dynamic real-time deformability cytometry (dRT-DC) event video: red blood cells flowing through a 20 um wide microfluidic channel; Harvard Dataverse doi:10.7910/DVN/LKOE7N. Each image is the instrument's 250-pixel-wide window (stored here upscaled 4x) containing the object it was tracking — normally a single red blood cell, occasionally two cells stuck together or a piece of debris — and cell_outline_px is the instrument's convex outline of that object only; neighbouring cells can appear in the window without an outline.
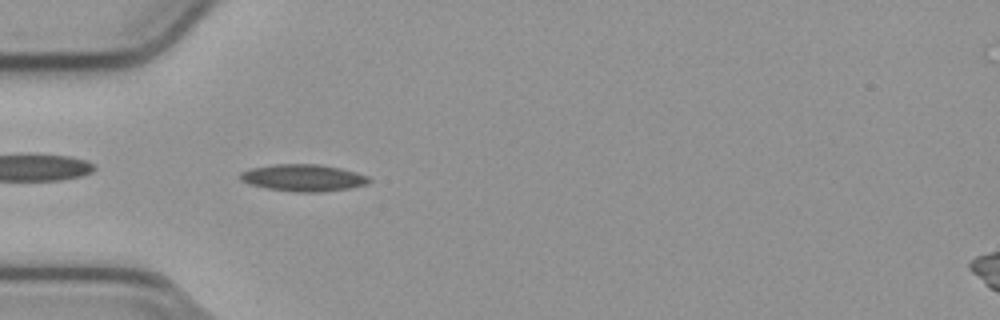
{"species": "common noctule bat (a hibernating species)", "species_latin": "Nyctalus noctula", "temperature_condition": "cold", "stored_images_in_passage": 38, "camera_frame_rate_fps": 3000, "um_per_image_px": 0.085, "animal": {"sex": "male", "body_mass_g": 23.1, "forearm_length_mm": 52.7}, "frame": {"image": 1, "passage_image": 1, "time_ms": 0.0, "image_size_px": [1000, 320], "cell_outline_px": [[372, 180], [368, 184], [348, 188], [320, 192], [296, 192], [268, 188], [252, 184], [240, 180], [240, 172], [252, 168], [276, 164], [320, 164], [340, 168], [368, 176]], "centroid_in_image_um": [25.8, 15.11], "position_along_channel_um": 59.2, "area_um2": 20.0}}
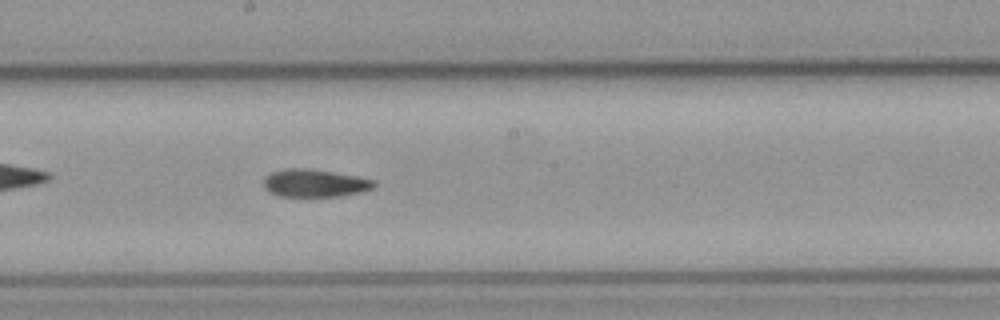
{"frame": {"image": 2, "passage_image": 14, "time_ms": 4.333, "image_size_px": [1000, 320], "cell_outline_px": [[376, 184], [372, 188], [364, 192], [340, 196], [280, 196], [268, 192], [264, 188], [264, 180], [272, 172], [288, 168], [304, 168], [332, 172], [356, 176], [376, 180]], "centroid_in_image_um": [26.78, 15.58], "position_along_channel_um": 221.4, "area_um2": 17.74}}
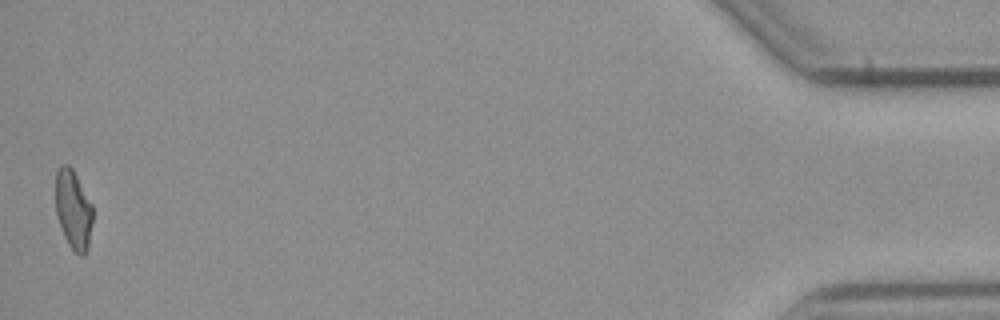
{"frame": {"image": 3, "passage_image": 38, "time_ms": 12.333, "image_size_px": [1000, 320], "cell_outline_px": [[92, 224], [88, 248], [84, 256], [80, 256], [68, 244], [64, 236], [56, 212], [56, 172], [60, 164], [68, 164], [72, 168], [92, 204]], "centroid_in_image_um": [6.23, 17.81], "position_along_channel_um": 429.0, "area_um2": 17.05}, "authors_computed_cell_mechanics": {"area_um2": 17.918, "velocity_mm_per_s": 3.8103, "shape_relaxation_time_tau1_ms": null, "shape_relaxation_time_tau2_ms": 5.5724, "deformation_change_tau1": null, "deformation_change_tau2": 0.1245}}